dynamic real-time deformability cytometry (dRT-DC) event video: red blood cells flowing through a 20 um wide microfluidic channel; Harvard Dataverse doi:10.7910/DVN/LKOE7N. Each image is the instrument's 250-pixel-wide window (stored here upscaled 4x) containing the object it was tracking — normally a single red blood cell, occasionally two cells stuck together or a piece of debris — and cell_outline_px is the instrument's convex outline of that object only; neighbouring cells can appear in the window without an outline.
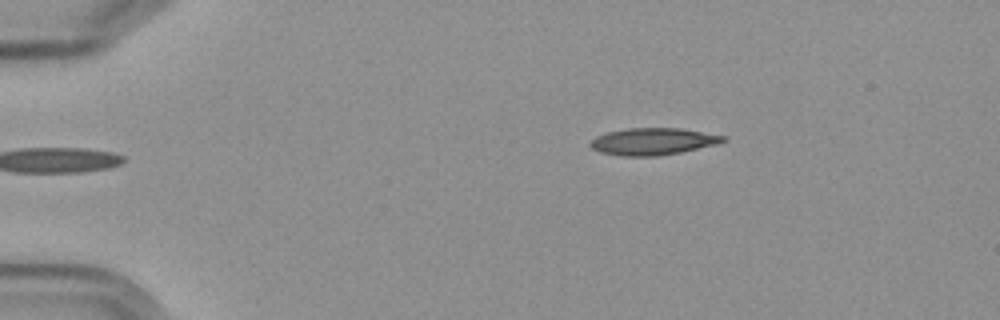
{"species": "Egyptian fruit bat (a non-hibernating species)", "species_latin": "Rousettus aegyptiacus", "temperature_condition": "cold", "stored_images_in_passage": 2, "camera_frame_rate_fps": 3000, "um_per_image_px": 0.085, "frame": {"image": 1, "passage_image": 2, "time_ms": 1.0, "image_size_px": [1000, 320], "cell_outline_px": [[728, 140], [716, 144], [680, 152], [656, 156], [620, 156], [600, 152], [592, 148], [588, 144], [596, 136], [608, 132], [628, 128], [680, 128], [728, 136]], "centroid_in_image_um": [55.51, 12.02], "position_along_channel_um": 29.5, "area_um2": 20.87}}